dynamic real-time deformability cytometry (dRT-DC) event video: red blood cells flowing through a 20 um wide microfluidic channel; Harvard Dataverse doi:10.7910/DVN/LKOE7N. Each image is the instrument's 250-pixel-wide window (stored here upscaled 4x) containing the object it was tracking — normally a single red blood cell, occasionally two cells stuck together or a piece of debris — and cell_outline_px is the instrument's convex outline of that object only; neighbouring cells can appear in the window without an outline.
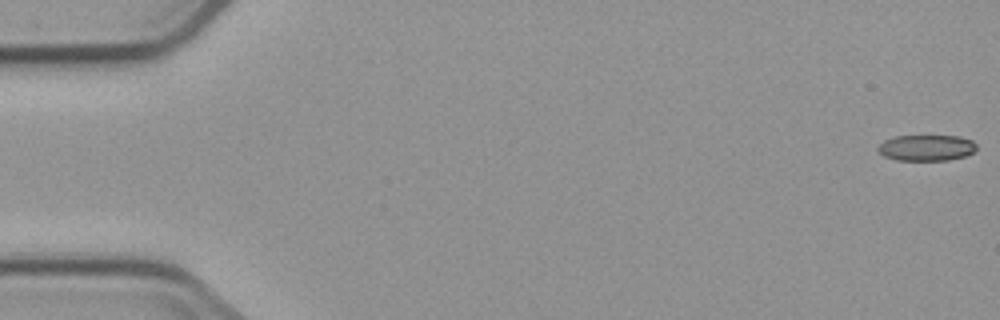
{"species": "common noctule bat (a hibernating species)", "species_latin": "Nyctalus noctula", "temperature_condition": "cold", "stored_images_in_passage": 6, "camera_frame_rate_fps": 3000, "um_per_image_px": 0.085, "animal": {"sex": "male", "body_mass_g": 23.1, "forearm_length_mm": 52.7}, "frame": {"image": 1, "passage_image": 1, "time_ms": 0.0, "image_size_px": [1000, 320], "cell_outline_px": [[976, 152], [964, 156], [948, 160], [896, 160], [884, 156], [876, 148], [884, 140], [896, 136], [960, 136], [972, 140], [976, 144]], "centroid_in_image_um": [78.77, 12.56], "position_along_channel_um": 6.2, "area_um2": 14.97}}